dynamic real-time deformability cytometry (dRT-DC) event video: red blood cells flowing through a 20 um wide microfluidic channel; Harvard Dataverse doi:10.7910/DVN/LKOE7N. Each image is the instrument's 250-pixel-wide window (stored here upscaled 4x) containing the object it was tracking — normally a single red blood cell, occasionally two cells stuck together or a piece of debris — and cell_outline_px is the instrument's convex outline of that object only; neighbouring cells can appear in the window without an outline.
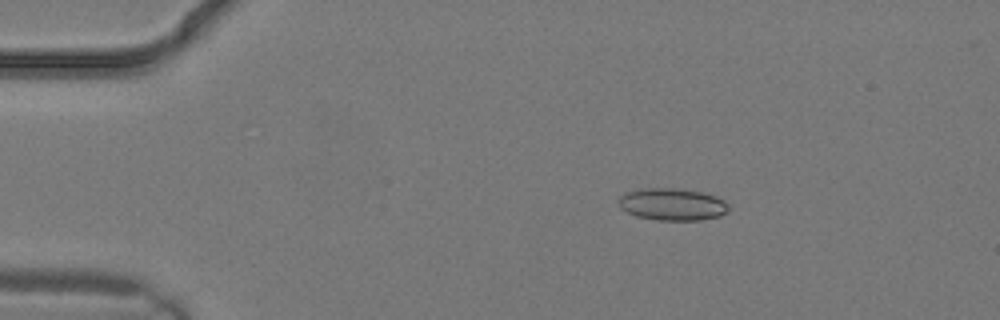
{"species": "common noctule bat (a hibernating species)", "species_latin": "Nyctalus noctula", "temperature_condition": "warm", "stored_images_in_passage": 2, "camera_frame_rate_fps": 3000, "um_per_image_px": 0.085, "animal": {"sex": "male", "body_mass_g": 19.2, "forearm_length_mm": 51.8}, "frame": {"image": 1, "passage_image": 1, "time_ms": 0.0, "image_size_px": [1000, 320], "cell_outline_px": [[728, 212], [720, 216], [700, 220], [656, 220], [636, 216], [620, 208], [616, 204], [616, 200], [624, 192], [640, 188], [684, 188], [704, 192], [716, 196], [724, 200], [728, 204]], "centroid_in_image_um": [57.12, 17.35], "position_along_channel_um": 27.9, "area_um2": 21.15}}